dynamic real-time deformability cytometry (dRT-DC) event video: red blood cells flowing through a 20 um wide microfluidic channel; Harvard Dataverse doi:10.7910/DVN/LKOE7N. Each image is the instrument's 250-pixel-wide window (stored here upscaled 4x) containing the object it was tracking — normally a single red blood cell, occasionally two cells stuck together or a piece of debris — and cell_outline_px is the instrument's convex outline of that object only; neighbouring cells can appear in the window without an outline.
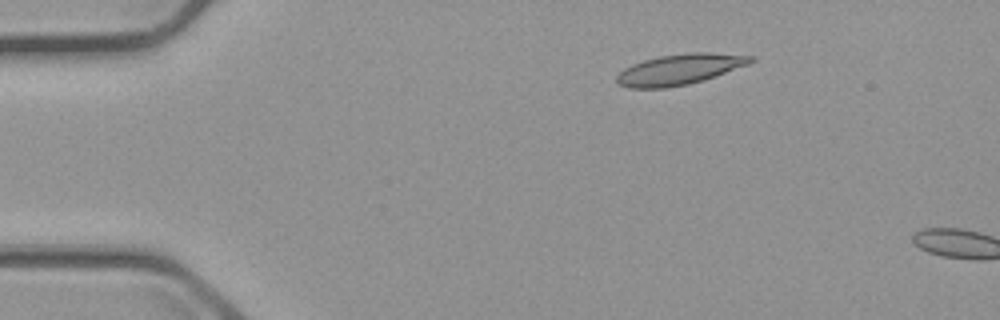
{"species": "common noctule bat (a hibernating species)", "species_latin": "Nyctalus noctula", "temperature_condition": "cold", "stored_images_in_passage": 4, "camera_frame_rate_fps": 3000, "um_per_image_px": 0.085, "animal": {"sex": "male", "body_mass_g": 23.1, "forearm_length_mm": 52.7}, "frame": {"image": 1, "passage_image": 3, "time_ms": 2.333, "image_size_px": [1000, 320], "cell_outline_px": [[756, 60], [748, 64], [716, 76], [704, 80], [688, 84], [664, 88], [628, 88], [620, 84], [616, 80], [616, 76], [624, 68], [632, 64], [644, 60], [660, 56], [688, 52], [712, 52], [756, 56]], "centroid_in_image_um": [57.8, 5.88], "position_along_channel_um": 27.2, "area_um2": 23.99}}